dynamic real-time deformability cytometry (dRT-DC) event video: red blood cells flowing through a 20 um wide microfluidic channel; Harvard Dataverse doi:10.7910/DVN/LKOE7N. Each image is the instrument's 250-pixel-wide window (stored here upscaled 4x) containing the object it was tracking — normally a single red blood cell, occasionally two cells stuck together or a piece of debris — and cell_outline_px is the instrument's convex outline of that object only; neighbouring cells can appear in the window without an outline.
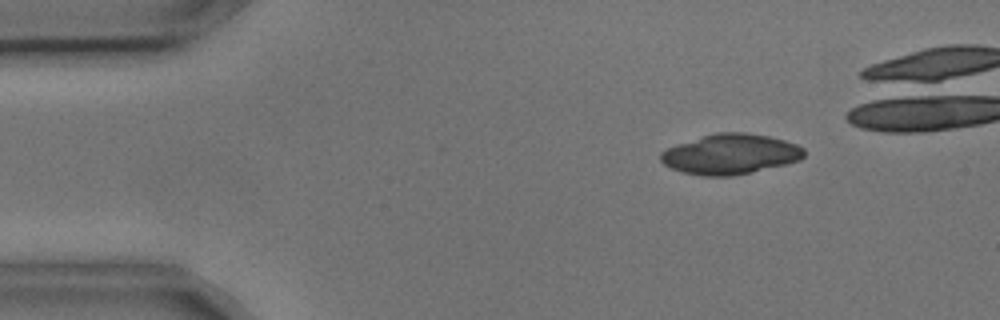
{"species": "common noctule bat (a hibernating species)", "species_latin": "Nyctalus noctula", "temperature_condition": "cold", "stored_images_in_passage": 5, "camera_frame_rate_fps": 3000, "um_per_image_px": 0.085, "animal": {"sex": "male", "body_mass_g": 17.9, "forearm_length_mm": 54.2}, "frame": {"image": 1, "passage_image": 2, "time_ms": 0.333, "image_size_px": [1000, 320], "cell_outline_px": [[804, 156], [800, 160], [752, 172], [732, 176], [700, 176], [680, 172], [664, 164], [660, 160], [660, 152], [668, 148], [716, 132], [744, 132], [768, 136], [784, 140], [796, 144], [804, 148]], "centroid_in_image_um": [62.08, 13.11], "position_along_channel_um": 22.9, "area_um2": 33.35}}